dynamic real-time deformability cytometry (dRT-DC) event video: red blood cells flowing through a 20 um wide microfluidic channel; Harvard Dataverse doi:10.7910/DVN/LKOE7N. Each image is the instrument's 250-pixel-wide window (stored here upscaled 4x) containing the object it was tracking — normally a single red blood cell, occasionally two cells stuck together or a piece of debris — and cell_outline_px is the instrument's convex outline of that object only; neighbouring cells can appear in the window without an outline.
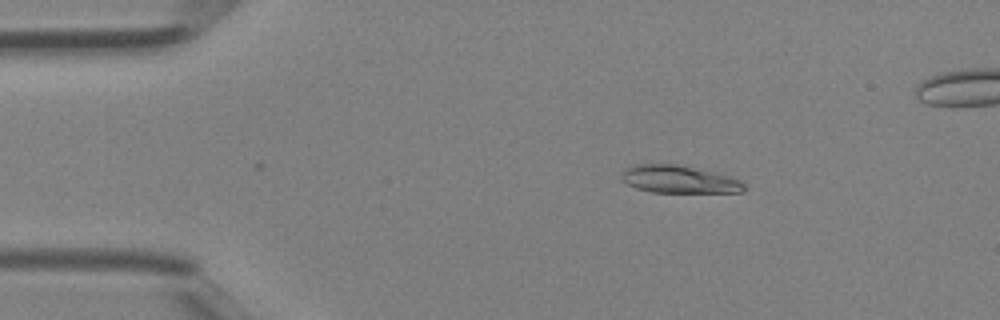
{"species": "Egyptian fruit bat (a non-hibernating species)", "species_latin": "Rousettus aegyptiacus", "temperature_condition": "room temperature", "stored_images_in_passage": 28, "camera_frame_rate_fps": 3000, "um_per_image_px": 0.085, "animal": {"sex": "female"}, "frame": {"image": 1, "passage_image": 1, "time_ms": 0.0, "image_size_px": [1000, 320], "cell_outline_px": [[744, 192], [652, 192], [636, 188], [620, 180], [620, 176], [624, 168], [632, 164], [676, 164], [732, 176], [740, 180], [744, 184]], "centroid_in_image_um": [57.67, 15.23], "position_along_channel_um": 27.3, "area_um2": 19.83}}
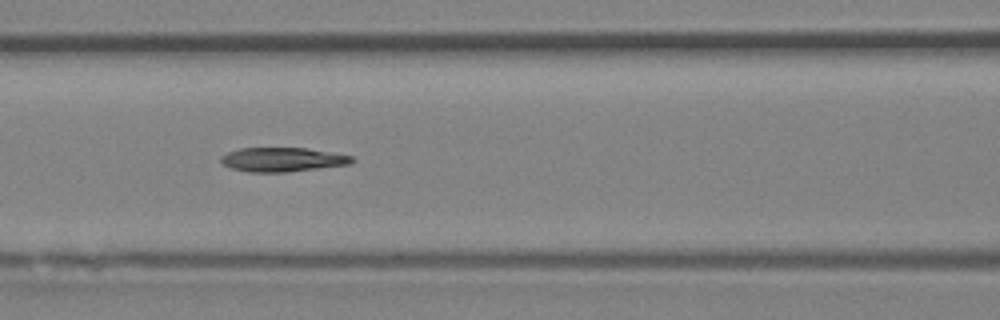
{"frame": {"image": 2, "passage_image": 12, "time_ms": 3.667, "image_size_px": [1000, 320], "cell_outline_px": [[356, 160], [352, 164], [284, 172], [248, 172], [232, 168], [224, 164], [220, 160], [220, 156], [228, 152], [240, 148], [304, 148], [352, 156]], "centroid_in_image_um": [24.0, 13.56], "position_along_channel_um": 142.6, "area_um2": 18.26}}
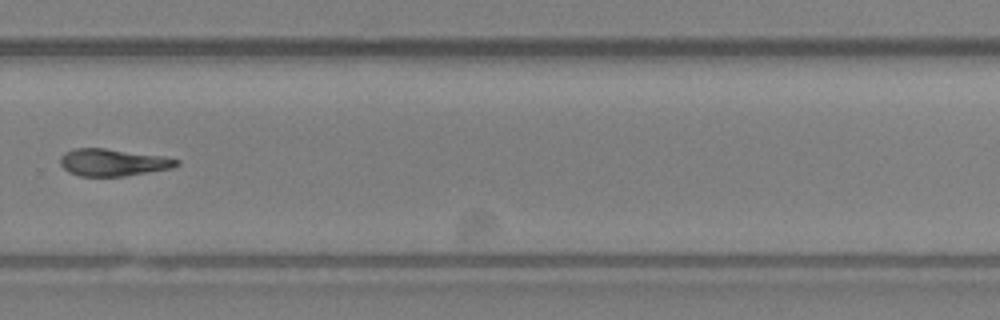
{"frame": {"image": 3, "passage_image": 23, "time_ms": 7.333, "image_size_px": [1000, 320], "cell_outline_px": [[180, 164], [172, 168], [124, 176], [80, 176], [68, 172], [60, 164], [60, 156], [64, 152], [76, 148], [104, 148], [164, 156], [180, 160]], "centroid_in_image_um": [9.6, 13.8], "position_along_channel_um": 320.2, "area_um2": 18.44}}